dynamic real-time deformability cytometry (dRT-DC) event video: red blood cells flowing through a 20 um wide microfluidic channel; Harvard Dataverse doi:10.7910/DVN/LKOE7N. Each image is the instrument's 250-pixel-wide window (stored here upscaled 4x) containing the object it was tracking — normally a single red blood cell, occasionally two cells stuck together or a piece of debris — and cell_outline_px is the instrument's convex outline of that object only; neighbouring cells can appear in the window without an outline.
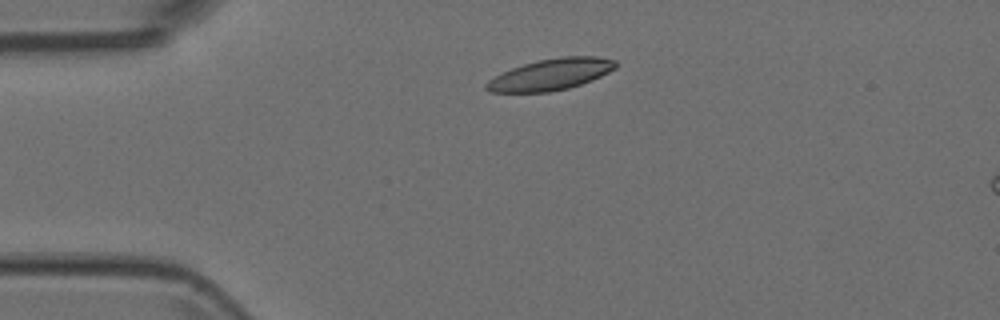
{"species": "Egyptian fruit bat (a non-hibernating species)", "species_latin": "Rousettus aegyptiacus", "temperature_condition": "room temperature", "stored_images_in_passage": 3, "camera_frame_rate_fps": 3000, "um_per_image_px": 0.085, "animal": {"sex": "female"}, "frame": {"image": 1, "passage_image": 1, "time_ms": 0.0, "image_size_px": [1000, 320], "cell_outline_px": [[616, 68], [592, 80], [568, 88], [548, 92], [488, 92], [484, 88], [484, 84], [488, 80], [512, 68], [524, 64], [540, 60], [560, 56], [596, 56], [616, 60]], "centroid_in_image_um": [46.81, 6.33], "position_along_channel_um": 38.2, "area_um2": 23.47}}